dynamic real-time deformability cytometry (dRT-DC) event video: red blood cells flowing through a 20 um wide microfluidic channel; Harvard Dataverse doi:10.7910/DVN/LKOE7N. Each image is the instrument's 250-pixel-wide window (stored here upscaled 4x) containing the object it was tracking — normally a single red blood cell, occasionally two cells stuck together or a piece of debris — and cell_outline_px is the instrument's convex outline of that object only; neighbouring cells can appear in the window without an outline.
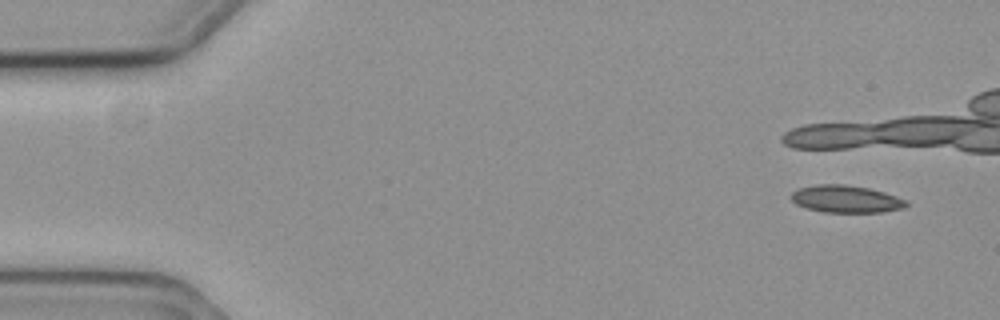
{"species": "common noctule bat (a hibernating species)", "species_latin": "Nyctalus noctula", "temperature_condition": "cold", "stored_images_in_passage": 9, "camera_frame_rate_fps": 3000, "um_per_image_px": 0.085, "animal": {"sex": "female", "body_mass_g": 19.3, "forearm_length_mm": 54.1}, "frame": {"image": 1, "passage_image": 1, "time_ms": 0.0, "image_size_px": [1000, 320], "cell_outline_px": [[908, 204], [904, 208], [880, 212], [824, 212], [804, 208], [796, 204], [792, 200], [792, 192], [800, 188], [816, 184], [844, 184], [868, 188], [884, 192], [908, 200]], "centroid_in_image_um": [71.92, 16.92], "position_along_channel_um": 13.1, "area_um2": 18.32}}
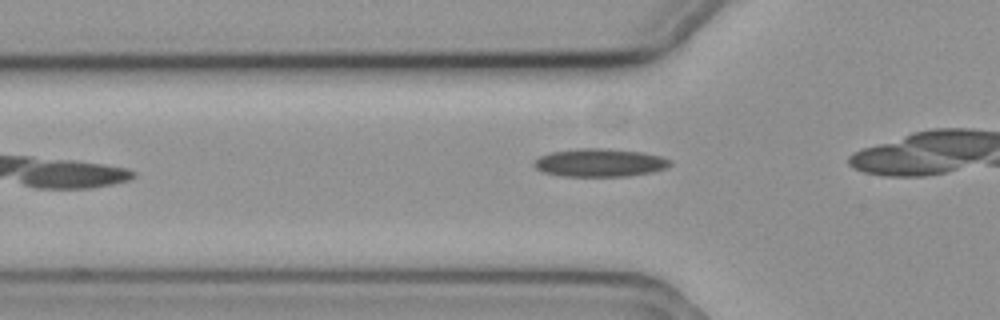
{"frame": {"image": 2, "passage_image": 6, "time_ms": 1.667, "image_size_px": [1000, 320], "cell_outline_px": [[672, 164], [664, 168], [652, 172], [628, 176], [560, 176], [540, 172], [532, 164], [532, 160], [540, 156], [552, 152], [580, 148], [608, 148], [644, 152], [660, 156], [672, 160]], "centroid_in_image_um": [50.95, 13.82], "position_along_channel_um": 74.8, "area_um2": 22.54}}
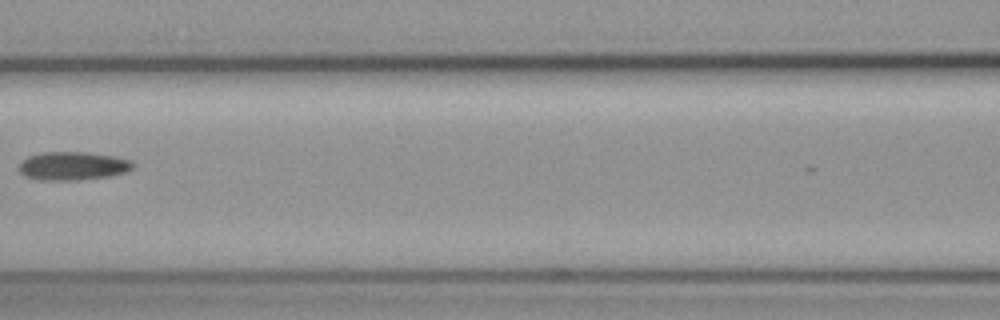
{"frame": {"image": 3, "passage_image": 9, "time_ms": 2.667, "image_size_px": [1000, 320], "cell_outline_px": [[136, 164], [132, 168], [124, 172], [108, 176], [76, 180], [40, 180], [24, 176], [20, 172], [20, 164], [28, 156], [44, 152], [88, 152], [116, 156], [132, 160]], "centroid_in_image_um": [6.22, 14.09], "position_along_channel_um": 160.4, "area_um2": 18.84}}